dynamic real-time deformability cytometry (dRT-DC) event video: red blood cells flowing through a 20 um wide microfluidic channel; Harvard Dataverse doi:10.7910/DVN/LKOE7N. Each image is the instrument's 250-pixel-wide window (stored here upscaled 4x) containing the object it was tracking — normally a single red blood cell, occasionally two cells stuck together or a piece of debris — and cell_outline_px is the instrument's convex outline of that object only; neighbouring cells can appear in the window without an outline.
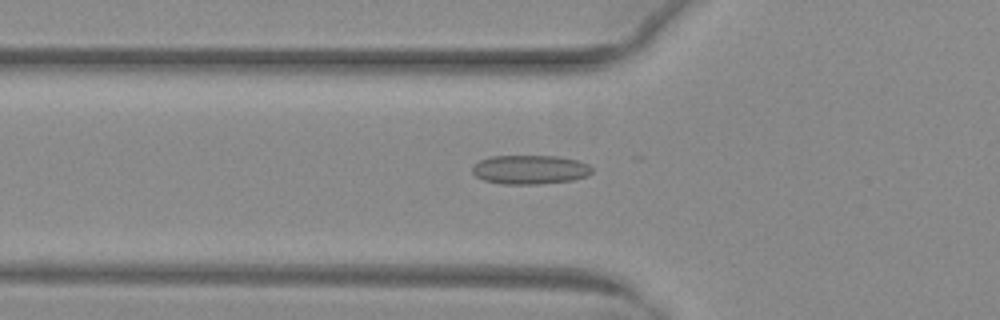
{"species": "common noctule bat (a hibernating species)", "species_latin": "Nyctalus noctula", "temperature_condition": "warm", "stored_images_in_passage": 28, "camera_frame_rate_fps": 3000, "um_per_image_px": 0.085, "animal": {"sex": "female", "body_mass_g": 29.2, "forearm_length_mm": 56.3}, "frame": {"image": 1, "passage_image": 17, "time_ms": 5.333, "image_size_px": [1000, 320], "cell_outline_px": [[592, 172], [588, 176], [572, 180], [536, 184], [504, 184], [484, 180], [476, 176], [472, 172], [472, 168], [480, 160], [492, 156], [560, 156], [576, 160], [588, 164], [592, 168]], "centroid_in_image_um": [45.07, 14.41], "position_along_channel_um": 80.7, "area_um2": 20.17}}
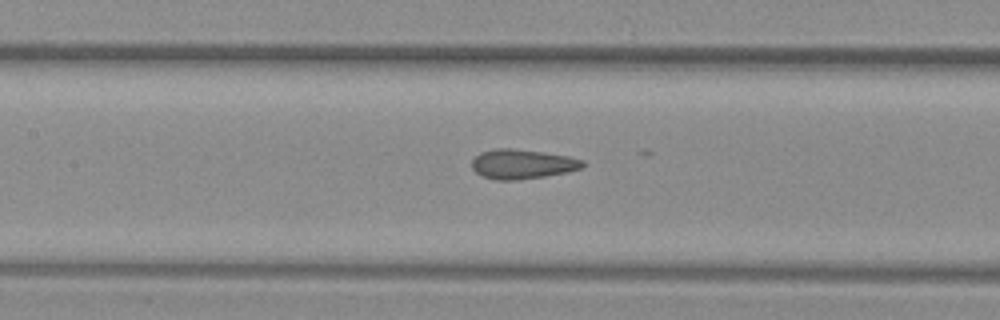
{"frame": {"image": 2, "passage_image": 23, "time_ms": 7.333, "image_size_px": [1000, 320], "cell_outline_px": [[584, 164], [580, 168], [568, 172], [544, 176], [516, 180], [496, 180], [480, 176], [472, 168], [472, 160], [480, 152], [496, 148], [512, 148], [568, 156], [584, 160]], "centroid_in_image_um": [44.35, 13.95], "position_along_channel_um": 163.0, "area_um2": 19.02}}
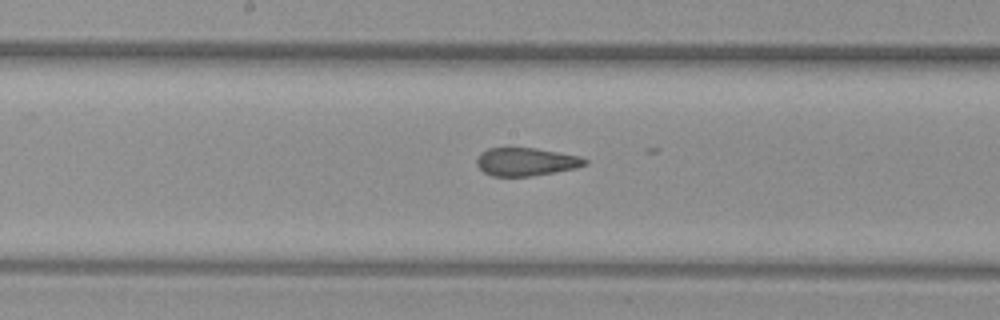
{"frame": {"image": 3, "passage_image": 26, "time_ms": 8.333, "image_size_px": [1000, 320], "cell_outline_px": [[588, 160], [584, 164], [576, 168], [532, 176], [492, 176], [484, 172], [476, 164], [476, 160], [480, 152], [488, 148], [536, 148], [580, 156]], "centroid_in_image_um": [44.68, 13.75], "position_along_channel_um": 203.5, "area_um2": 17.63}}